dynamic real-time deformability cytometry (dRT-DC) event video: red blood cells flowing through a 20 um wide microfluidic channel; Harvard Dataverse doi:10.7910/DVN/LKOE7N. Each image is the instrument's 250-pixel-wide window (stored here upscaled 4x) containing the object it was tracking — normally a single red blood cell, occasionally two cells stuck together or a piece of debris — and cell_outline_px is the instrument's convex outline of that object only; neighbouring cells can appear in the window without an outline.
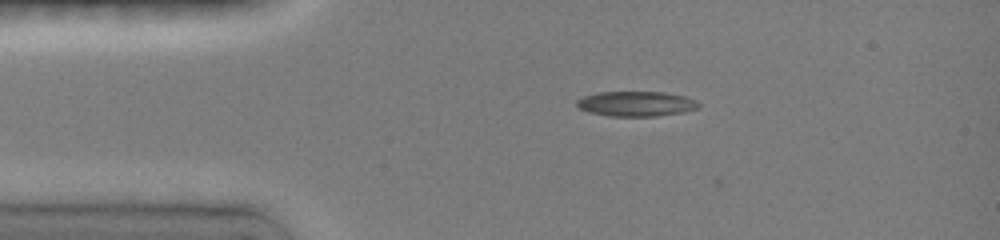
{"species": "common noctule bat (a hibernating species)", "species_latin": "Nyctalus noctula", "temperature_condition": "room temperature", "stored_images_in_passage": 3, "camera_frame_rate_fps": 3000, "um_per_image_px": 0.085, "animal": {"sex": "female", "body_mass_g": 19.0, "forearm_length_mm": 51.5}, "frame": {"image": 1, "passage_image": 1, "time_ms": 0.0, "image_size_px": [1000, 240], "cell_outline_px": [[700, 108], [684, 112], [656, 116], [608, 116], [588, 112], [580, 108], [576, 104], [576, 100], [584, 96], [600, 92], [664, 92], [684, 96], [696, 100], [700, 104]], "centroid_in_image_um": [54.09, 8.82], "position_along_channel_um": 30.9, "area_um2": 17.8}}